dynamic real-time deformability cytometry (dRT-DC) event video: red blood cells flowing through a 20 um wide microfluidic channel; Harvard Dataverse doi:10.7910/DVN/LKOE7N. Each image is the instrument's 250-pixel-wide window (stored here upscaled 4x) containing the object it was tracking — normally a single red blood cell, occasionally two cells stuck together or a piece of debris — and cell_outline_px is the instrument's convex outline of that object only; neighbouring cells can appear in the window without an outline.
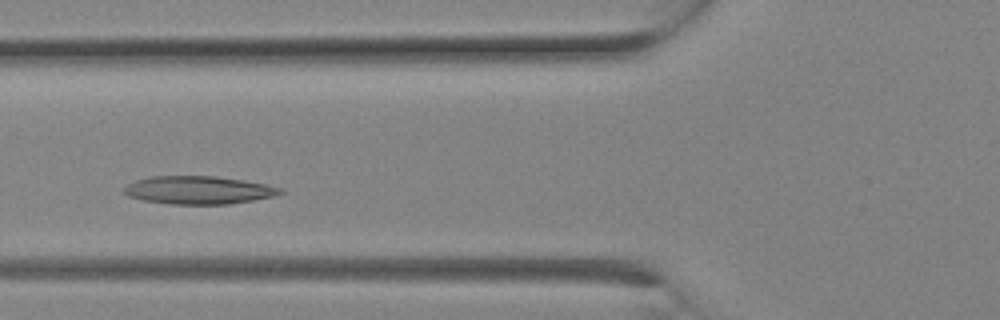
{"species": "Egyptian fruit bat (a non-hibernating species)", "species_latin": "Rousettus aegyptiacus", "temperature_condition": "room temperature", "stored_images_in_passage": 7, "camera_frame_rate_fps": 3000, "um_per_image_px": 0.085, "animal": {"sex": "female"}, "frame": {"image": 1, "passage_image": 6, "time_ms": 1.667, "image_size_px": [1000, 320], "cell_outline_px": [[284, 192], [272, 196], [252, 200], [228, 204], [172, 204], [144, 200], [128, 196], [124, 192], [124, 188], [128, 184], [136, 180], [152, 176], [216, 176], [244, 180], [284, 188]], "centroid_in_image_um": [16.89, 16.15], "position_along_channel_um": 108.9, "area_um2": 25.32}}